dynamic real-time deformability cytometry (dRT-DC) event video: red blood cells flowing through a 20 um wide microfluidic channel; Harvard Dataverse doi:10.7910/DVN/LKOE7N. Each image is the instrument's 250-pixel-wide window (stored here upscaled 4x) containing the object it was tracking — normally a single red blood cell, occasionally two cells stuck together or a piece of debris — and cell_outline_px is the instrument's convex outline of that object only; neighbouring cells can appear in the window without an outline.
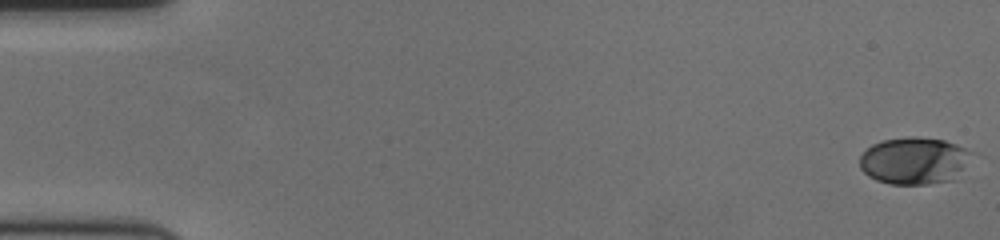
{"species": "human", "species_latin": "Homo sapiens", "temperature_condition": "cold", "stored_images_in_passage": 60, "camera_frame_rate_fps": 3000, "um_per_image_px": 0.085, "donor": {"sex": "female"}, "frame": {"image": 1, "passage_image": 1, "time_ms": 0.0, "image_size_px": [1000, 240], "cell_outline_px": [[976, 152], [956, 180], [928, 184], [892, 184], [876, 180], [868, 176], [860, 168], [860, 156], [872, 144], [880, 140], [908, 136], [916, 136], [944, 140], [956, 144]], "centroid_in_image_um": [77.76, 13.65], "position_along_channel_um": 7.2, "area_um2": 31.33}}
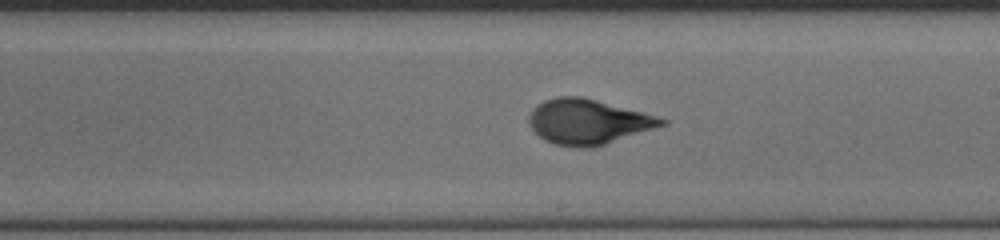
{"frame": {"image": 2, "passage_image": 35, "time_ms": 11.333, "image_size_px": [1000, 240], "cell_outline_px": [[668, 124], [656, 128], [592, 148], [580, 148], [552, 144], [544, 140], [532, 128], [528, 120], [528, 116], [532, 108], [536, 104], [544, 100], [556, 96], [580, 96], [596, 100], [656, 116], [668, 120]], "centroid_in_image_um": [49.95, 10.35], "position_along_channel_um": 239.1, "area_um2": 34.8}}
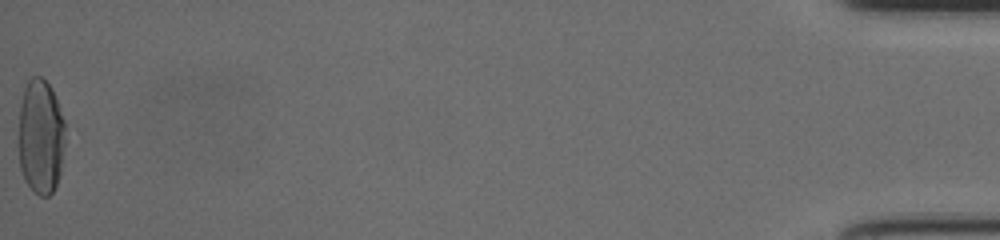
{"frame": {"image": 3, "passage_image": 60, "time_ms": 19.667, "image_size_px": [1000, 240], "cell_outline_px": [[64, 144], [60, 172], [56, 184], [52, 192], [48, 196], [40, 196], [24, 180], [20, 168], [16, 144], [20, 104], [24, 88], [28, 80], [32, 76], [40, 76], [52, 88], [64, 120]], "centroid_in_image_um": [3.41, 11.6], "position_along_channel_um": 431.8, "area_um2": 31.79}, "authors_computed_cell_mechanics": {"area_um2": 32.0501, "velocity_mm_per_s": 3.5308, "shape_relaxation_time_tau1_ms": 4.8561, "shape_relaxation_time_tau2_ms": null, "deformation_change_tau1": 0.1987, "deformation_change_tau2": null}}